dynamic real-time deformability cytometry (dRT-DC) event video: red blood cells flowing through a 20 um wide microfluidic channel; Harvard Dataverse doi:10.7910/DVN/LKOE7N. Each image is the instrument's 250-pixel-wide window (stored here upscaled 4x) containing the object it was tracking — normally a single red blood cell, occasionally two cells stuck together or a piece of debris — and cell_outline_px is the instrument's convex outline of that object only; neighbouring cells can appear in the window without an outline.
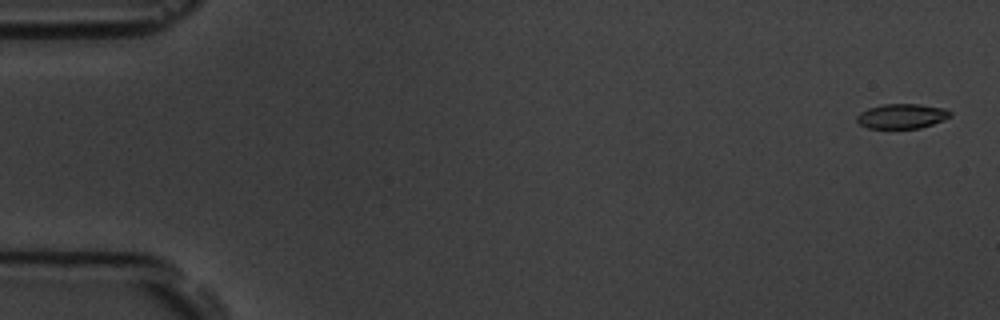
{"species": "common noctule bat (a hibernating species)", "species_latin": "Nyctalus noctula", "temperature_condition": "room temperature", "stored_images_in_passage": 5, "camera_frame_rate_fps": 3000, "um_per_image_px": 0.085, "animal": {"sex": "male", "body_mass_g": 19.5, "forearm_length_mm": 54.6}, "frame": {"image": 1, "passage_image": 1, "time_ms": 0.0, "image_size_px": [1000, 320], "cell_outline_px": [[952, 116], [932, 124], [920, 128], [868, 128], [860, 124], [856, 120], [856, 116], [860, 112], [868, 108], [884, 104], [920, 104], [944, 108], [952, 112]], "centroid_in_image_um": [76.66, 9.87], "position_along_channel_um": 8.3, "area_um2": 13.47}}
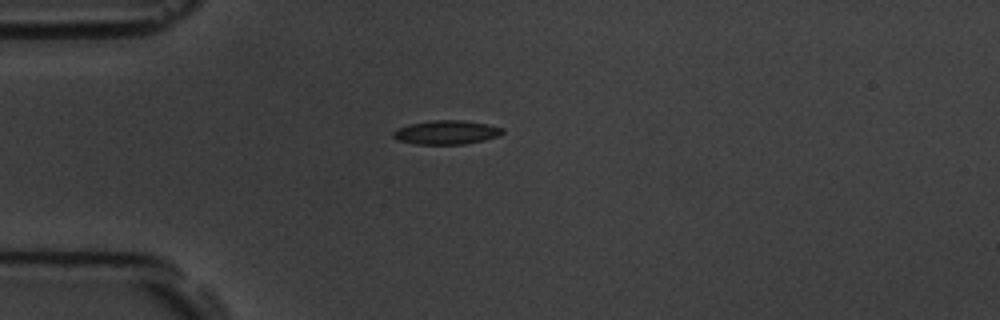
{"frame": {"image": 2, "passage_image": 5, "time_ms": 4.667, "image_size_px": [1000, 320], "cell_outline_px": [[504, 132], [496, 136], [484, 140], [464, 144], [416, 144], [396, 140], [392, 136], [392, 132], [408, 124], [432, 120], [464, 120], [488, 124], [504, 128]], "centroid_in_image_um": [37.93, 11.24], "position_along_channel_um": 47.1, "area_um2": 15.26}}